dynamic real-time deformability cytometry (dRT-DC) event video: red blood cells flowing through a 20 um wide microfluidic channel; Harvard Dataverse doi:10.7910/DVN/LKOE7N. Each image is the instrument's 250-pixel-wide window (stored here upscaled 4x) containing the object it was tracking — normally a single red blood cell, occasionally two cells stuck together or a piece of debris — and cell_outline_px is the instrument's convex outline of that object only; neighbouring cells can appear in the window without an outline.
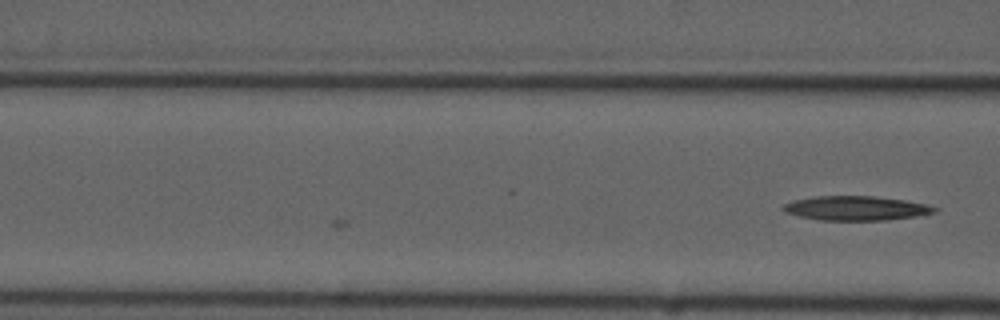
{"species": "common noctule bat (a hibernating species)", "species_latin": "Nyctalus noctula", "temperature_condition": "cold", "stored_images_in_passage": 4, "camera_frame_rate_fps": 3000, "um_per_image_px": 0.085, "animal": {"sex": "male", "forearm_length_mm": 52.5}, "frame": {"image": 1, "passage_image": 4, "time_ms": 3.333, "image_size_px": [1000, 320], "cell_outline_px": [[940, 208], [936, 212], [924, 216], [884, 220], [820, 220], [800, 216], [784, 212], [780, 208], [784, 204], [796, 200], [816, 196], [872, 196], [904, 200], [928, 204]], "centroid_in_image_um": [72.84, 17.7], "position_along_channel_um": 93.8, "area_um2": 21.62}}